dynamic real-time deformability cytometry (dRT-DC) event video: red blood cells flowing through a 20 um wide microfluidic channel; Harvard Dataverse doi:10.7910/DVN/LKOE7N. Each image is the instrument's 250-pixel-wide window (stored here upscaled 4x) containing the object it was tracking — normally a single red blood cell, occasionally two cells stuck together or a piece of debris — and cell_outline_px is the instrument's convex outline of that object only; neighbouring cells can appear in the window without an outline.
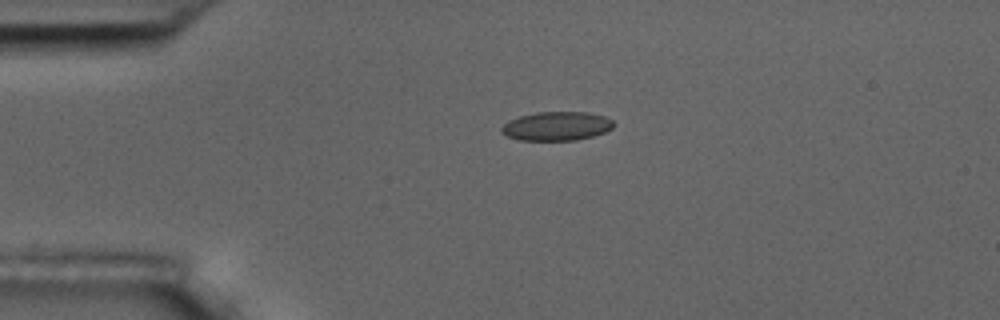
{"species": "common noctule bat (a hibernating species)", "species_latin": "Nyctalus noctula", "temperature_condition": "room temperature", "stored_images_in_passage": 2, "camera_frame_rate_fps": 3000, "um_per_image_px": 0.085, "animal": {"sex": "male", "body_mass_g": 17.5, "forearm_length_mm": 52.3}, "frame": {"image": 1, "passage_image": 1, "time_ms": 0.0, "image_size_px": [1000, 320], "cell_outline_px": [[616, 124], [612, 128], [604, 132], [592, 136], [576, 140], [520, 140], [508, 136], [500, 132], [500, 128], [508, 120], [520, 116], [536, 112], [588, 112], [604, 116], [612, 120]], "centroid_in_image_um": [47.31, 10.71], "position_along_channel_um": 37.7, "area_um2": 18.9}}